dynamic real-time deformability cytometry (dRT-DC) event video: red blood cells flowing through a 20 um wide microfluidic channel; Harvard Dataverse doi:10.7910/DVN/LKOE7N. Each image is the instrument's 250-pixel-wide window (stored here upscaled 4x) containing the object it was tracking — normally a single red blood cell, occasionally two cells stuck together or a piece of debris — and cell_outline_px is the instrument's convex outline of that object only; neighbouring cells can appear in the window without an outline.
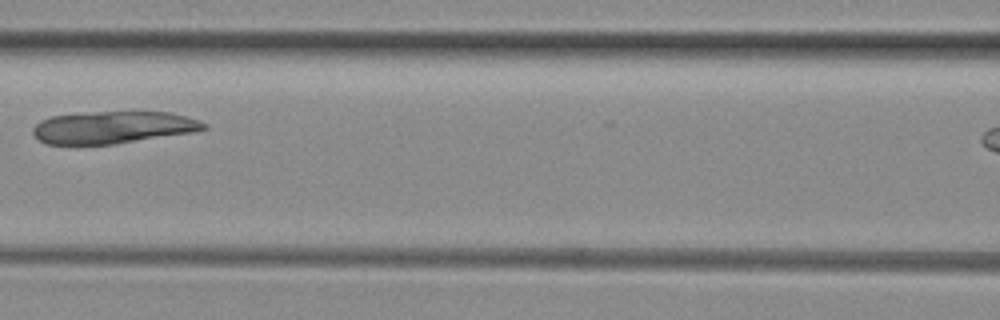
{"species": "common noctule bat (a hibernating species)", "species_latin": "Nyctalus noctula", "temperature_condition": "room temperature", "stored_images_in_passage": 5, "segment_of_instrument_passage": [1, 2], "camera_frame_rate_fps": 3000, "um_per_image_px": 0.085, "animal": {"sex": "female", "body_mass_g": 29.2, "forearm_length_mm": 56.3}, "frame": {"image": 1, "passage_image": 4, "time_ms": 1.0, "image_size_px": [1000, 320], "cell_outline_px": [[208, 128], [196, 132], [116, 144], [44, 144], [32, 132], [32, 128], [40, 120], [52, 116], [96, 112], [168, 112], [200, 120], [208, 124]], "centroid_in_image_um": [9.65, 10.83], "position_along_channel_um": 157.0, "area_um2": 32.14}}